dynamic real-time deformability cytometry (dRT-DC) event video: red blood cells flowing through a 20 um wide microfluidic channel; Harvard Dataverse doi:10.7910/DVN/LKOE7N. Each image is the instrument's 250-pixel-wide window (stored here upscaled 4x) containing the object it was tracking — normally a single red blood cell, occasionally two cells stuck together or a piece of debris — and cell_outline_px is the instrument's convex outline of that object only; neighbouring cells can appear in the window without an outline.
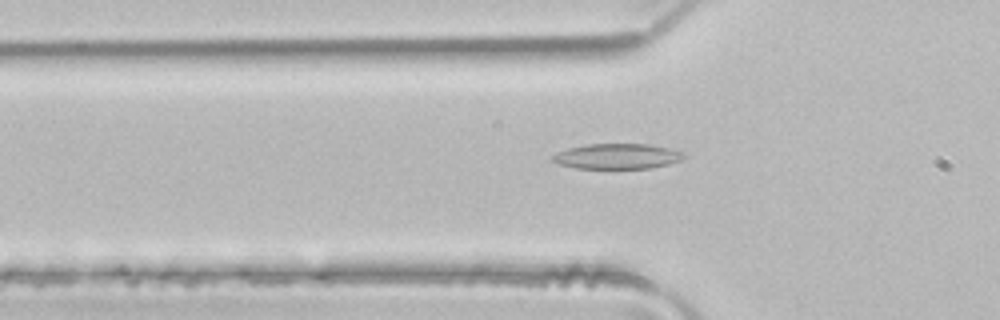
{"species": "common noctule bat (a hibernating species)", "species_latin": "Nyctalus noctula", "temperature_condition": "room temperature", "stored_images_in_passage": 38, "camera_frame_rate_fps": 3000, "um_per_image_px": 0.085, "animal": {"sex": "male", "body_mass_g": 21.5, "forearm_length_mm": 52.0}, "frame": {"image": 1, "passage_image": 5, "time_ms": 1.333, "image_size_px": [1000, 320], "cell_outline_px": [[688, 156], [680, 160], [668, 164], [652, 168], [576, 168], [556, 164], [552, 160], [552, 156], [556, 152], [568, 148], [588, 144], [648, 144], [668, 148], [684, 152]], "centroid_in_image_um": [52.46, 13.28], "position_along_channel_um": 73.3, "area_um2": 19.42}}
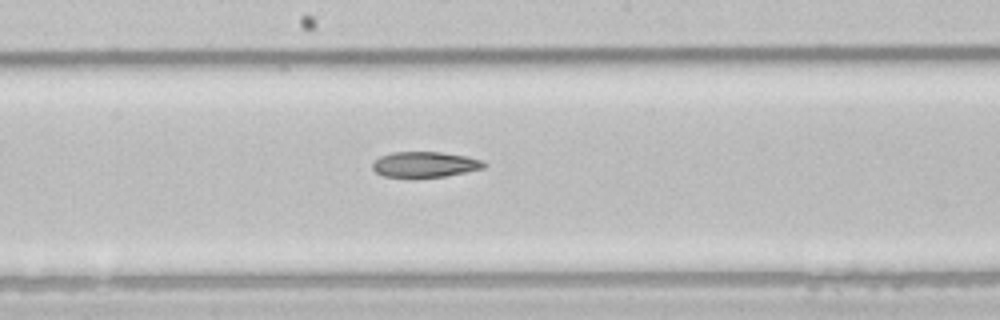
{"frame": {"image": 2, "passage_image": 15, "time_ms": 4.667, "image_size_px": [1000, 320], "cell_outline_px": [[488, 164], [484, 168], [444, 176], [412, 180], [384, 176], [376, 172], [372, 168], [372, 164], [380, 156], [392, 152], [440, 152], [468, 156], [484, 160]], "centroid_in_image_um": [36.11, 14.01], "position_along_channel_um": 212.1, "area_um2": 17.22}}
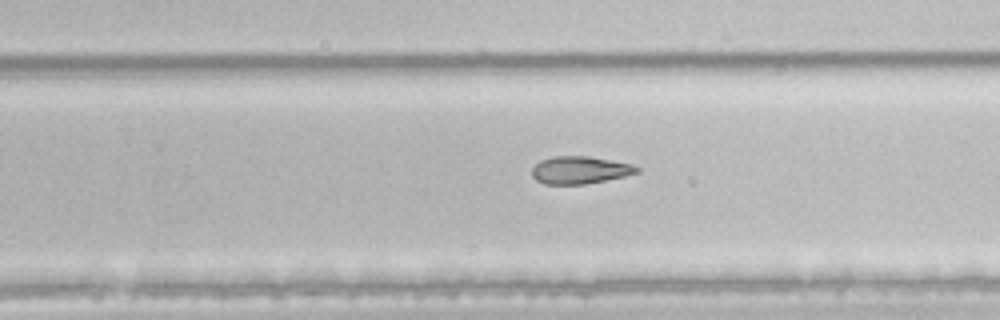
{"frame": {"image": 3, "passage_image": 20, "time_ms": 6.333, "image_size_px": [1000, 320], "cell_outline_px": [[640, 172], [624, 176], [584, 184], [544, 184], [536, 180], [532, 176], [532, 168], [540, 160], [552, 156], [588, 156], [632, 164], [640, 168]], "centroid_in_image_um": [49.27, 14.45], "position_along_channel_um": 280.5, "area_um2": 16.76}}